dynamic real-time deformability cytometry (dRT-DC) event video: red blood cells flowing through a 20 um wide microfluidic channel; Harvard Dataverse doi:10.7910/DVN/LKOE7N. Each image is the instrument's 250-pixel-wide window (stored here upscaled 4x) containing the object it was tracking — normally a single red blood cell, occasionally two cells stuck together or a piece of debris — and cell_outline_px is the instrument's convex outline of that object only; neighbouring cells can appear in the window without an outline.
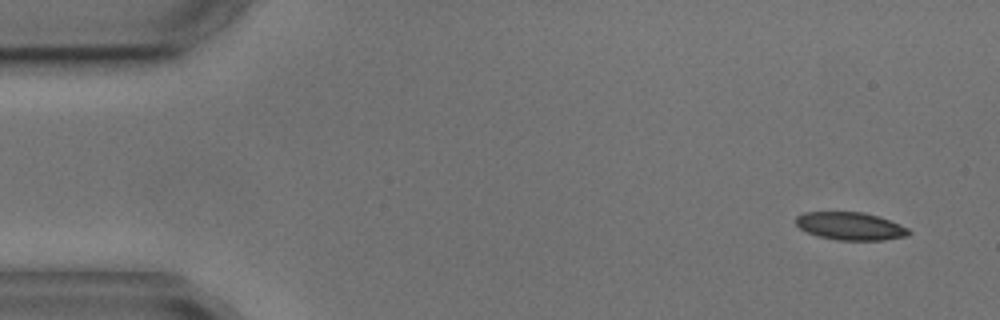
{"species": "common noctule bat (a hibernating species)", "species_latin": "Nyctalus noctula", "temperature_condition": "cold", "stored_images_in_passage": 5, "camera_frame_rate_fps": 3000, "um_per_image_px": 0.085, "animal": {"sex": "male", "body_mass_g": 17.9, "forearm_length_mm": 54.2}, "frame": {"image": 1, "passage_image": 1, "time_ms": 0.0, "image_size_px": [1000, 320], "cell_outline_px": [[912, 232], [908, 236], [884, 240], [836, 240], [820, 236], [808, 232], [800, 228], [796, 224], [796, 216], [804, 212], [864, 212], [880, 216], [900, 224], [908, 228]], "centroid_in_image_um": [72.32, 19.21], "position_along_channel_um": 12.7, "area_um2": 18.38}}
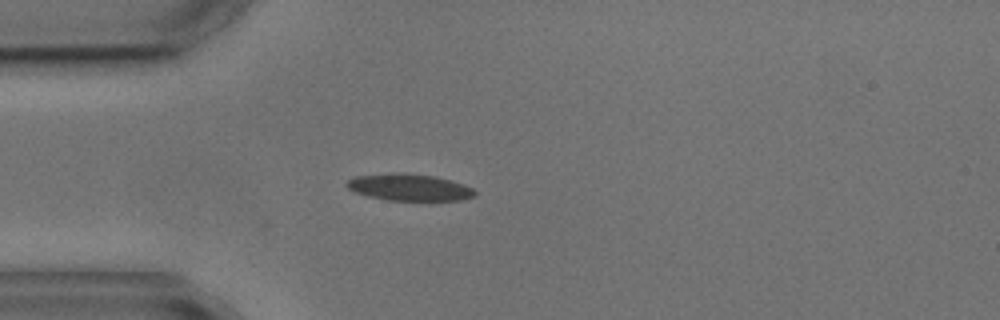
{"frame": {"image": 2, "passage_image": 4, "time_ms": 3.667, "image_size_px": [1000, 320], "cell_outline_px": [[476, 196], [460, 200], [388, 200], [368, 196], [356, 192], [348, 188], [344, 184], [348, 180], [356, 176], [396, 172], [400, 172], [432, 176], [452, 180], [464, 184], [472, 188], [476, 192]], "centroid_in_image_um": [34.79, 15.92], "position_along_channel_um": 50.2, "area_um2": 19.94}}